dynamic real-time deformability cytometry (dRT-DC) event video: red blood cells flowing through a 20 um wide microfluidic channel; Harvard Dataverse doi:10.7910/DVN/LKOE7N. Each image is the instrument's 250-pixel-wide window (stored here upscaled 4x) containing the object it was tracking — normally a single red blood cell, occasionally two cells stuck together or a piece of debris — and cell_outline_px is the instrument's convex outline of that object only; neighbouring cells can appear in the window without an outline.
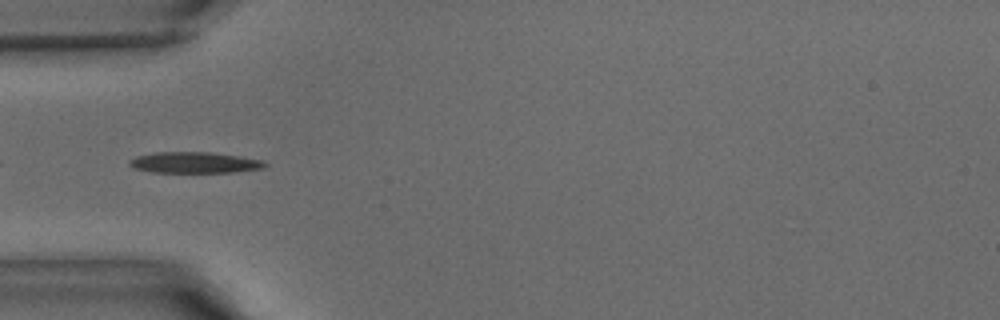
{"species": "common noctule bat (a hibernating species)", "species_latin": "Nyctalus noctula", "temperature_condition": "warm", "stored_images_in_passage": 29, "camera_frame_rate_fps": 3000, "um_per_image_px": 0.085, "animal": {"sex": "male", "body_mass_g": 15.6}, "frame": {"image": 1, "passage_image": 1, "time_ms": 0.0, "image_size_px": [1000, 320], "cell_outline_px": [[268, 164], [264, 168], [232, 172], [152, 172], [132, 168], [128, 164], [128, 160], [136, 156], [156, 152], [208, 152], [240, 156], [260, 160]], "centroid_in_image_um": [16.48, 13.82], "position_along_channel_um": 68.5, "area_um2": 16.59}}
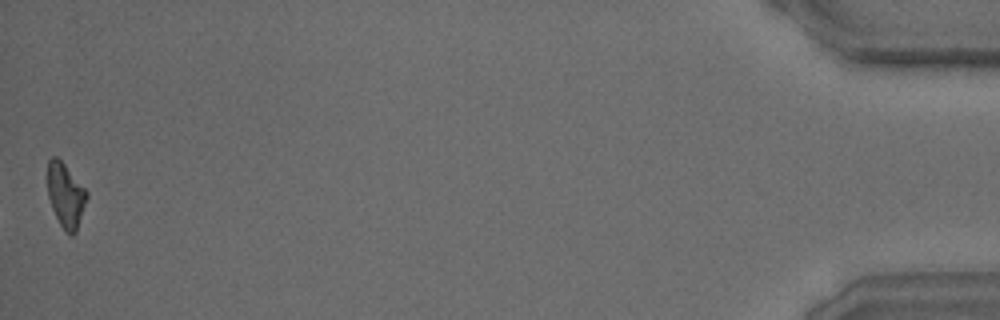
{"frame": {"image": 2, "passage_image": 29, "time_ms": 9.333, "image_size_px": [1000, 320], "cell_outline_px": [[88, 196], [76, 232], [72, 236], [68, 236], [60, 224], [52, 208], [48, 196], [48, 160], [52, 156], [56, 156], [64, 164], [88, 192]], "centroid_in_image_um": [5.58, 16.62], "position_along_channel_um": 429.6, "area_um2": 14.57}}